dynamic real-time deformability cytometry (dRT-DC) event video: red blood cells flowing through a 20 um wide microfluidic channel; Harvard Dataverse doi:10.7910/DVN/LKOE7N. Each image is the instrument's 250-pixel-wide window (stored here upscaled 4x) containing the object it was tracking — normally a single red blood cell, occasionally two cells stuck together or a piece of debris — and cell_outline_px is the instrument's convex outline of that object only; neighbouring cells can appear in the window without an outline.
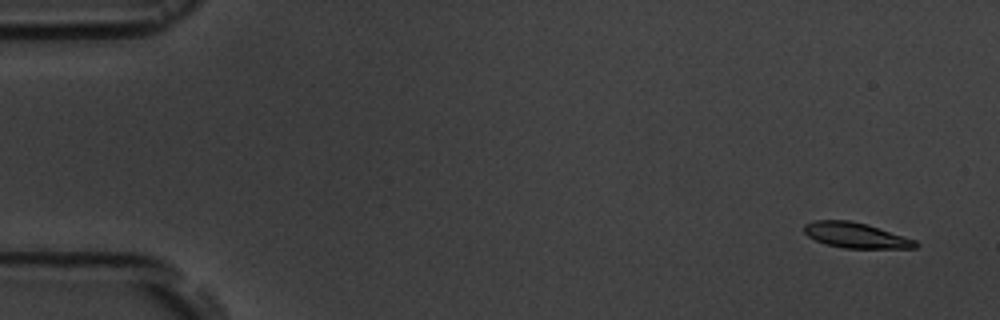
{"species": "common noctule bat (a hibernating species)", "species_latin": "Nyctalus noctula", "temperature_condition": "room temperature", "stored_images_in_passage": 5, "camera_frame_rate_fps": 3000, "um_per_image_px": 0.085, "animal": {"sex": "male", "body_mass_g": 19.5, "forearm_length_mm": 54.6}, "frame": {"image": 1, "passage_image": 1, "time_ms": 0.0, "image_size_px": [1000, 320], "cell_outline_px": [[920, 244], [916, 248], [844, 248], [824, 244], [808, 236], [804, 232], [804, 224], [816, 220], [852, 220], [868, 224], [916, 240]], "centroid_in_image_um": [72.75, 19.99], "position_along_channel_um": 12.2, "area_um2": 16.59}}
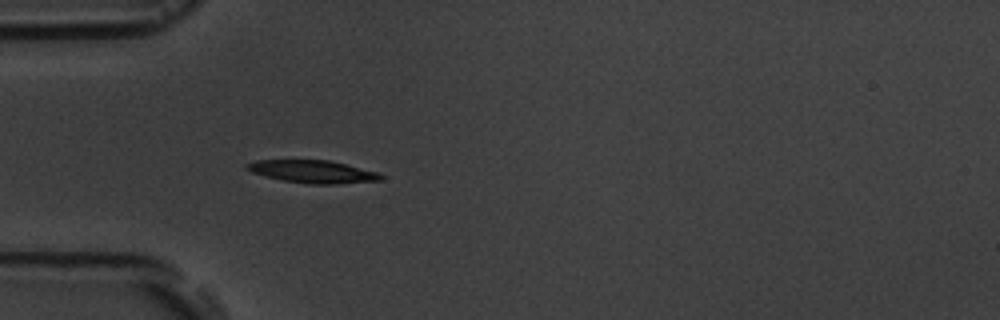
{"frame": {"image": 2, "passage_image": 5, "time_ms": 4.667, "image_size_px": [1000, 320], "cell_outline_px": [[384, 176], [380, 180], [336, 184], [308, 184], [284, 180], [252, 172], [244, 168], [244, 164], [256, 160], [328, 160], [376, 172]], "centroid_in_image_um": [26.54, 14.58], "position_along_channel_um": 58.5, "area_um2": 17.4}}